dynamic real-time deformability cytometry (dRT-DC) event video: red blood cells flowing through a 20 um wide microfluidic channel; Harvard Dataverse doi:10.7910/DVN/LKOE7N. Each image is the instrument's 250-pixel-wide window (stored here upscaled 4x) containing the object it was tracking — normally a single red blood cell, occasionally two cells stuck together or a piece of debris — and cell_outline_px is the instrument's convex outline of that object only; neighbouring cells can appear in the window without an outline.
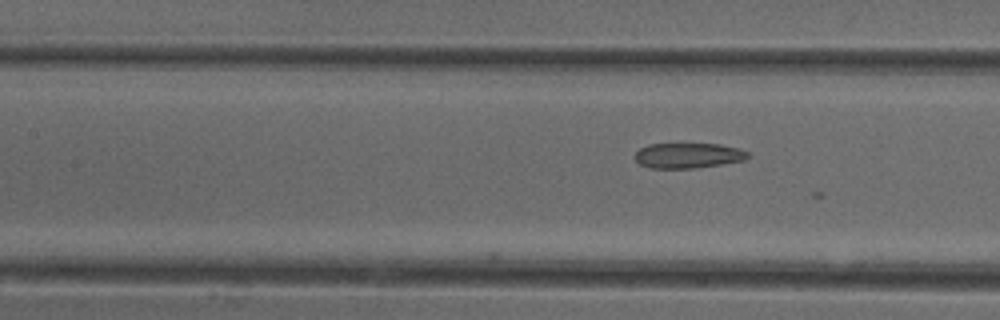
{"species": "common noctule bat (a hibernating species)", "species_latin": "Nyctalus noctula", "temperature_condition": "cold", "stored_images_in_passage": 15, "camera_frame_rate_fps": 3000, "um_per_image_px": 0.085, "animal": {"sex": "female"}, "frame": {"image": 1, "passage_image": 15, "time_ms": 4.667, "image_size_px": [1000, 320], "cell_outline_px": [[748, 156], [744, 160], [696, 168], [652, 168], [640, 164], [632, 156], [640, 148], [648, 144], [720, 144], [740, 148], [748, 152]], "centroid_in_image_um": [58.46, 13.21], "position_along_channel_um": 148.9, "area_um2": 16.59}}